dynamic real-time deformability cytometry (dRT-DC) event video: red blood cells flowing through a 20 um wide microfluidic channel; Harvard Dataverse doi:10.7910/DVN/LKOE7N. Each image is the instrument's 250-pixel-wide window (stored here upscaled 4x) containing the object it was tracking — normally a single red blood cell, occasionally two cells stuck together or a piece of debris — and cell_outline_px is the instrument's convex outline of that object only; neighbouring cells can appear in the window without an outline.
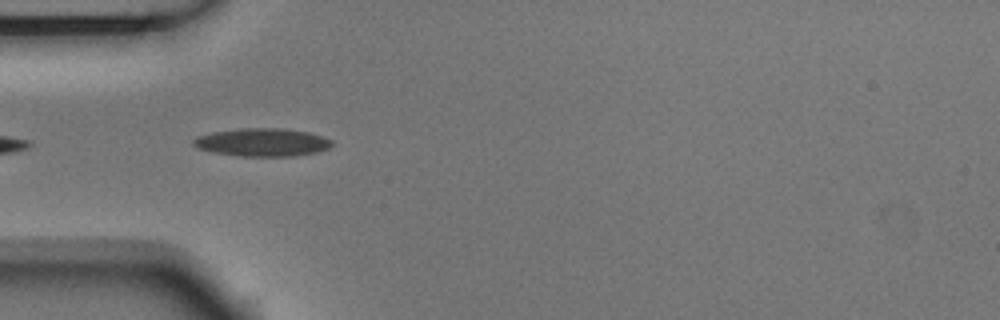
{"species": "Egyptian fruit bat (a non-hibernating species)", "species_latin": "Rousettus aegyptiacus", "temperature_condition": "room temperature", "stored_images_in_passage": 6, "camera_frame_rate_fps": 3000, "um_per_image_px": 0.085, "animal": {"sex": "male"}, "frame": {"image": 1, "passage_image": 5, "time_ms": 1.333, "image_size_px": [1000, 320], "cell_outline_px": [[332, 144], [328, 148], [316, 152], [292, 156], [240, 156], [216, 152], [200, 148], [192, 144], [192, 140], [196, 136], [212, 132], [240, 128], [284, 128], [308, 132], [332, 140]], "centroid_in_image_um": [22.28, 12.08], "position_along_channel_um": 62.7, "area_um2": 22.43}}
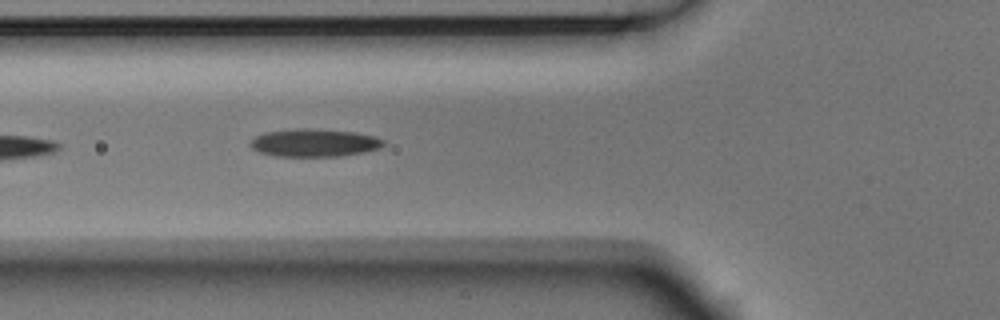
{"frame": {"image": 2, "passage_image": 6, "time_ms": 1.667, "image_size_px": [1000, 320], "cell_outline_px": [[384, 144], [380, 148], [340, 156], [276, 156], [260, 152], [252, 148], [248, 144], [256, 136], [264, 132], [292, 128], [308, 128], [352, 132], [372, 136], [384, 140]], "centroid_in_image_um": [26.65, 12.13], "position_along_channel_um": 99.2, "area_um2": 21.39}}